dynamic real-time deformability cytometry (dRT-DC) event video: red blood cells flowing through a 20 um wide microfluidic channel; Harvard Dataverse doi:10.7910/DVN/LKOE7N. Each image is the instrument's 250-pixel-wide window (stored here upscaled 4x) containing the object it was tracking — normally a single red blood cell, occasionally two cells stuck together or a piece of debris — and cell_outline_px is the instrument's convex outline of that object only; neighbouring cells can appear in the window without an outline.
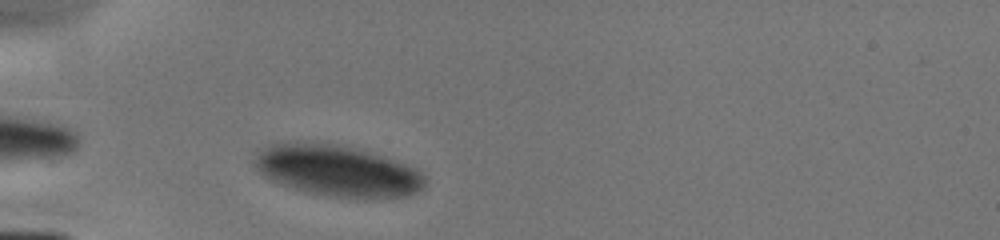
{"species": "human", "species_latin": "Homo sapiens", "temperature_condition": "cold", "stored_images_in_passage": 2, "camera_frame_rate_fps": 3000, "um_per_image_px": 0.085, "donor": {"sex": "male"}, "frame": {"image": 1, "passage_image": 2, "time_ms": 0.667, "image_size_px": [1000, 240], "cell_outline_px": [[428, 180], [424, 188], [408, 196], [388, 200], [364, 200], [324, 196], [304, 192], [292, 188], [272, 180], [264, 176], [256, 168], [256, 152], [268, 144], [288, 140], [300, 140], [344, 144], [360, 148], [408, 164], [416, 168]], "centroid_in_image_um": [28.73, 14.52], "position_along_channel_um": 56.3, "area_um2": 53.06}}